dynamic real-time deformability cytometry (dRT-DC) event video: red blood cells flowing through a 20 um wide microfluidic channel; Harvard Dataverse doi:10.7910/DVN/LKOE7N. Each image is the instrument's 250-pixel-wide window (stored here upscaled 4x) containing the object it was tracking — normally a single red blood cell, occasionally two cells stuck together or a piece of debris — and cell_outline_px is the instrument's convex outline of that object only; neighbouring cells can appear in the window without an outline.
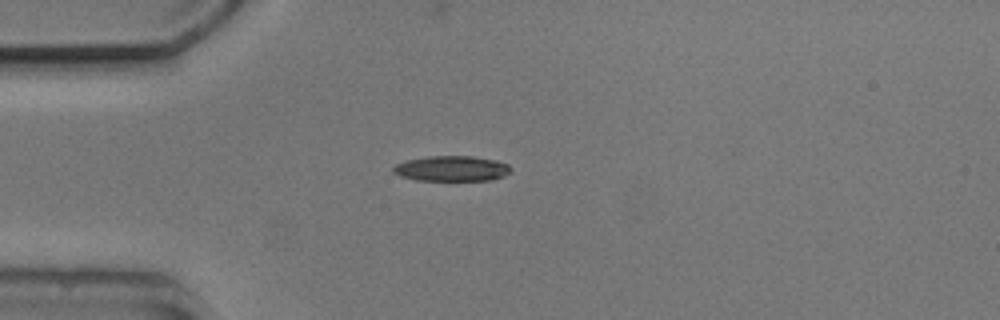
{"species": "common noctule bat (a hibernating species)", "species_latin": "Nyctalus noctula", "temperature_condition": "cold", "stored_images_in_passage": 4, "camera_frame_rate_fps": 3000, "um_per_image_px": 0.085, "animal": {"sex": "male", "body_mass_g": 20.5, "forearm_length_mm": 52.5}, "frame": {"image": 1, "passage_image": 3, "time_ms": 2.333, "image_size_px": [1000, 320], "cell_outline_px": [[512, 172], [504, 176], [492, 180], [416, 180], [400, 176], [392, 172], [392, 168], [396, 164], [408, 160], [428, 156], [472, 156], [496, 160], [508, 164], [512, 168]], "centroid_in_image_um": [38.42, 14.33], "position_along_channel_um": 46.6, "area_um2": 17.46}}